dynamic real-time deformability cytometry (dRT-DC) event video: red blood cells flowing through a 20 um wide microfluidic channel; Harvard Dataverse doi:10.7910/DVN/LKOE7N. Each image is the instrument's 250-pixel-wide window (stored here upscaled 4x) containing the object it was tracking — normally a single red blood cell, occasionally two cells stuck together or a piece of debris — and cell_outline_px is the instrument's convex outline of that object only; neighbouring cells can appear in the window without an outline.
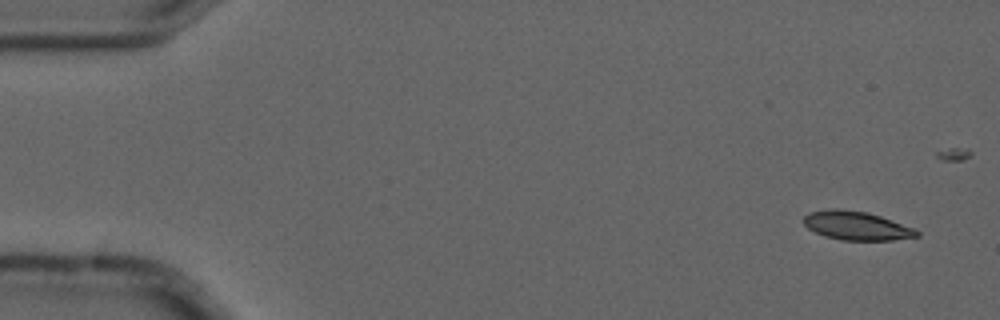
{"species": "common noctule bat (a hibernating species)", "species_latin": "Nyctalus noctula", "temperature_condition": "cold", "stored_images_in_passage": 7, "camera_frame_rate_fps": 3000, "um_per_image_px": 0.085, "animal": {"sex": "male", "forearm_length_mm": 52.5}, "frame": {"image": 1, "passage_image": 1, "time_ms": 0.0, "image_size_px": [1000, 320], "cell_outline_px": [[920, 236], [892, 240], [840, 240], [824, 236], [808, 228], [804, 224], [804, 216], [808, 212], [832, 208], [836, 208], [868, 212], [916, 228], [920, 232]], "centroid_in_image_um": [72.82, 19.18], "position_along_channel_um": 12.2, "area_um2": 19.07}}
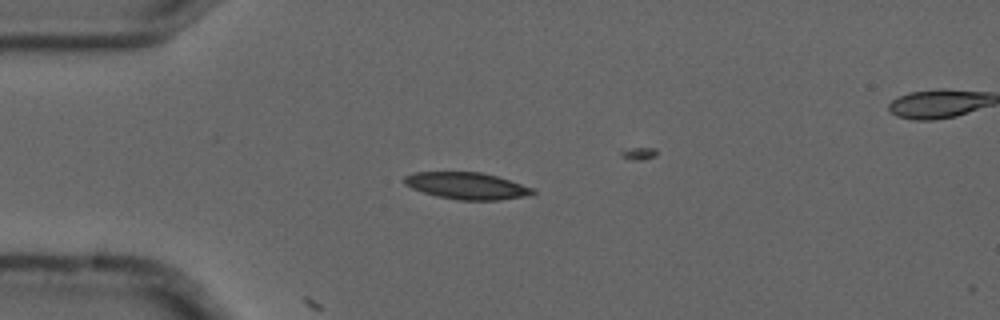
{"frame": {"image": 2, "passage_image": 4, "time_ms": 1.0, "image_size_px": [1000, 320], "cell_outline_px": [[536, 192], [524, 196], [500, 200], [460, 200], [436, 196], [412, 188], [404, 184], [404, 176], [416, 172], [480, 172], [496, 176], [532, 188]], "centroid_in_image_um": [39.64, 15.79], "position_along_channel_um": 45.4, "area_um2": 19.77}}